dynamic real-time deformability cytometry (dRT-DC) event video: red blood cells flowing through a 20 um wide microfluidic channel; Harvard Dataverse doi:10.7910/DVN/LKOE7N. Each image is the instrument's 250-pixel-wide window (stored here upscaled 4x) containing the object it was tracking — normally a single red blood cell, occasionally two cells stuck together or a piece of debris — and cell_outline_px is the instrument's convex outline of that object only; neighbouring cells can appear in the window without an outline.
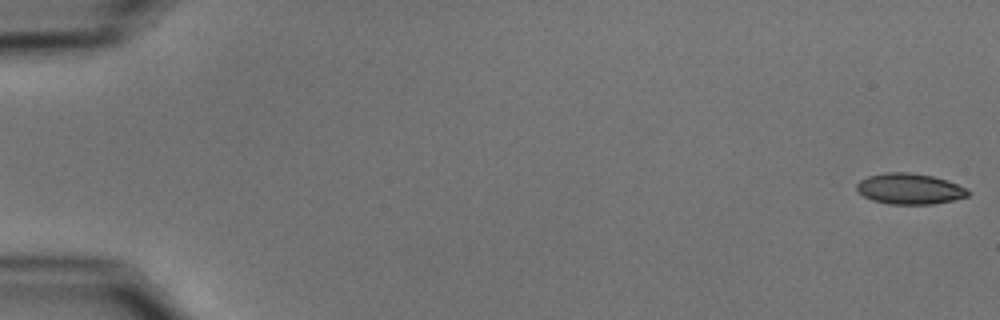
{"species": "common noctule bat (a hibernating species)", "species_latin": "Nyctalus noctula", "temperature_condition": "cold", "stored_images_in_passage": 55, "camera_frame_rate_fps": 3000, "um_per_image_px": 0.085, "animal": {"sex": "male", "body_mass_g": 15.6}, "frame": {"image": 1, "passage_image": 1, "time_ms": 0.0, "image_size_px": [1000, 320], "cell_outline_px": [[972, 192], [968, 196], [952, 200], [932, 204], [888, 204], [872, 200], [864, 196], [856, 188], [856, 184], [860, 180], [868, 176], [884, 172], [908, 172], [932, 176], [948, 180], [968, 188]], "centroid_in_image_um": [77.34, 16.04], "position_along_channel_um": 7.7, "area_um2": 20.11}}
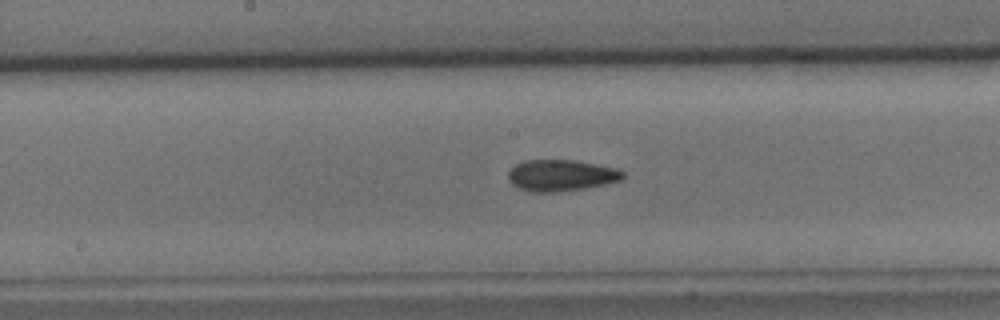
{"frame": {"image": 2, "passage_image": 29, "time_ms": 9.333, "image_size_px": [1000, 320], "cell_outline_px": [[624, 176], [620, 180], [604, 184], [584, 188], [560, 192], [532, 192], [520, 188], [512, 184], [508, 180], [508, 172], [516, 164], [524, 160], [572, 160], [616, 168], [624, 172]], "centroid_in_image_um": [47.66, 14.91], "position_along_channel_um": 200.5, "area_um2": 20.81}}
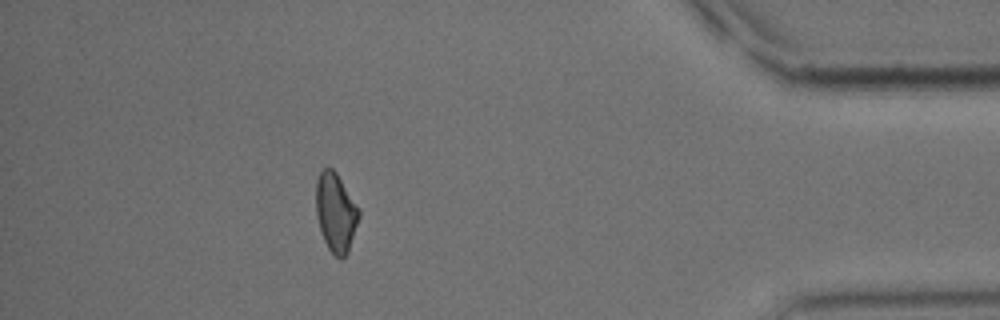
{"frame": {"image": 3, "passage_image": 49, "time_ms": 16.0, "image_size_px": [1000, 320], "cell_outline_px": [[360, 216], [348, 252], [340, 260], [328, 248], [324, 240], [316, 216], [316, 180], [320, 172], [324, 168], [332, 168], [336, 172], [360, 208]], "centroid_in_image_um": [28.55, 18.04], "position_along_channel_um": 406.7, "area_um2": 19.77}, "authors_computed_cell_mechanics": {"area_um2": 20.1144, "velocity_mm_per_s": 3.72, "shape_relaxation_time_tau1_ms": 4.8826, "shape_relaxation_time_tau2_ms": 3.436, "deformation_change_tau1": 0.109, "deformation_change_tau2": 0.0815}}